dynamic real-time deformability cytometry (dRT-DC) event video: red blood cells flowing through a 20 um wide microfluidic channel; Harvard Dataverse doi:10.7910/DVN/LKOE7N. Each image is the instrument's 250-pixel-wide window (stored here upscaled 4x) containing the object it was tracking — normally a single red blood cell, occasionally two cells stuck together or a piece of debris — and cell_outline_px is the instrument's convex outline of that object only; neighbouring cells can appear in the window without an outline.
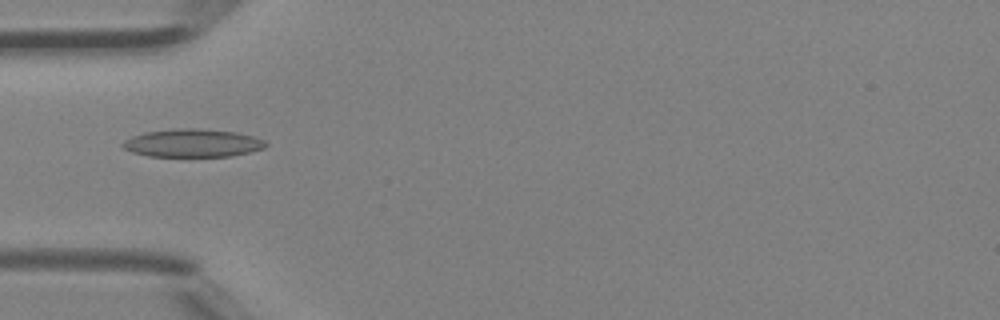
{"species": "Egyptian fruit bat (a non-hibernating species)", "species_latin": "Rousettus aegyptiacus", "temperature_condition": "room temperature", "stored_images_in_passage": 5, "camera_frame_rate_fps": 3000, "um_per_image_px": 0.085, "animal": {"sex": "female"}, "frame": {"image": 1, "passage_image": 5, "time_ms": 1.333, "image_size_px": [1000, 320], "cell_outline_px": [[268, 144], [264, 148], [248, 152], [228, 156], [148, 156], [132, 152], [124, 148], [120, 144], [124, 140], [132, 136], [144, 132], [172, 128], [196, 128], [236, 132], [252, 136], [264, 140]], "centroid_in_image_um": [16.33, 12.15], "position_along_channel_um": 68.7, "area_um2": 23.35}}